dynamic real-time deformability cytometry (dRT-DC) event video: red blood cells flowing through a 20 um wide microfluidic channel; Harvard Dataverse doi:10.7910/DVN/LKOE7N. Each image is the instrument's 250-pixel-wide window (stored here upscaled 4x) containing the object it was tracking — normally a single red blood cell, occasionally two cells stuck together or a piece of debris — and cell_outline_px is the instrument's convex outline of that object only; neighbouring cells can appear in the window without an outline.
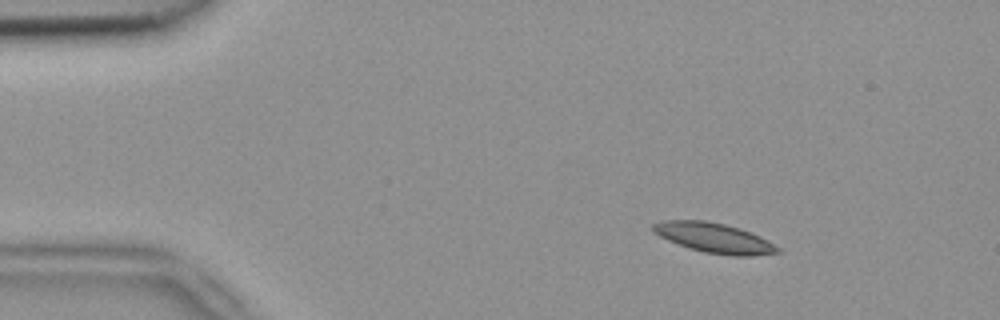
{"species": "common noctule bat (a hibernating species)", "species_latin": "Nyctalus noctula", "temperature_condition": "room temperature", "stored_images_in_passage": 3, "camera_frame_rate_fps": 3000, "um_per_image_px": 0.085, "animal": {"sex": "female", "body_mass_g": 18.4}, "frame": {"image": 1, "passage_image": 1, "time_ms": 0.0, "image_size_px": [1000, 320], "cell_outline_px": [[784, 252], [752, 256], [732, 256], [704, 252], [688, 248], [668, 240], [652, 232], [652, 224], [664, 220], [704, 220], [724, 224], [740, 228], [760, 236], [780, 248]], "centroid_in_image_um": [60.71, 20.23], "position_along_channel_um": 24.3, "area_um2": 21.79}}
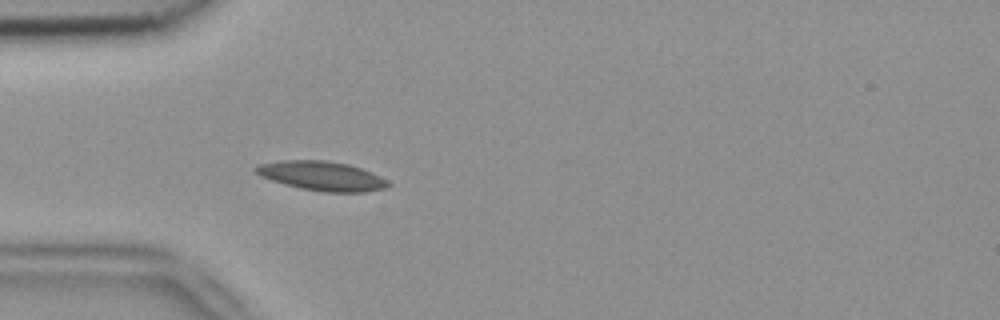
{"frame": {"image": 2, "passage_image": 3, "time_ms": 0.667, "image_size_px": [1000, 320], "cell_outline_px": [[392, 184], [384, 188], [364, 192], [324, 192], [300, 188], [284, 184], [260, 176], [252, 168], [256, 164], [280, 160], [324, 160], [348, 164], [372, 172], [388, 180]], "centroid_in_image_um": [27.33, 14.95], "position_along_channel_um": 57.7, "area_um2": 22.72}}